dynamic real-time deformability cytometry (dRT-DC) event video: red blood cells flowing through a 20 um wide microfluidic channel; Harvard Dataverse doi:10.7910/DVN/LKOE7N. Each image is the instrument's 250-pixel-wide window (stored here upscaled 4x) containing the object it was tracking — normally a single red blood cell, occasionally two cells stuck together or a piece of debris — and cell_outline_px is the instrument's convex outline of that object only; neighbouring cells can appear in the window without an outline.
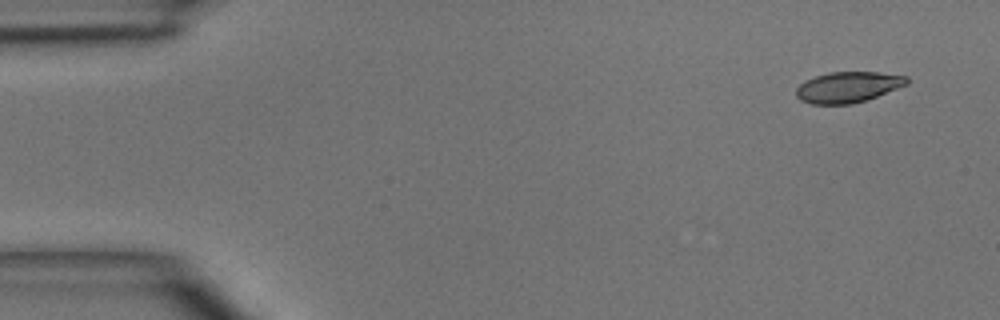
{"species": "common noctule bat (a hibernating species)", "species_latin": "Nyctalus noctula", "temperature_condition": "room temperature", "stored_images_in_passage": 3, "camera_frame_rate_fps": 3000, "um_per_image_px": 0.085, "animal": {"sex": "male", "body_mass_g": 15.6}, "frame": {"image": 1, "passage_image": 1, "time_ms": 0.0, "image_size_px": [1000, 320], "cell_outline_px": [[908, 84], [876, 96], [852, 104], [812, 104], [800, 100], [796, 96], [796, 88], [800, 84], [816, 76], [828, 72], [880, 72], [908, 76]], "centroid_in_image_um": [72.08, 7.4], "position_along_channel_um": 12.9, "area_um2": 19.71}}